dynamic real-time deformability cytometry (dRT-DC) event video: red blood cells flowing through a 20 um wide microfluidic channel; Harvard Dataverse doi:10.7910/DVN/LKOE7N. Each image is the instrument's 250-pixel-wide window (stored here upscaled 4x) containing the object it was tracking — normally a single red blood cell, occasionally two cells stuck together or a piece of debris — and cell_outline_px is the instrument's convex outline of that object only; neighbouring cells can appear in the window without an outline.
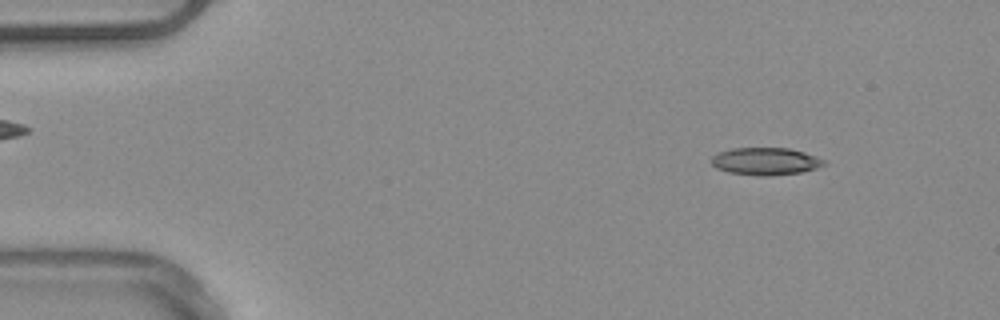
{"species": "common noctule bat (a hibernating species)", "species_latin": "Nyctalus noctula", "temperature_condition": "warm", "stored_images_in_passage": 52, "camera_frame_rate_fps": 3000, "um_per_image_px": 0.085, "animal": {"sex": "male", "body_mass_g": 20.4}, "frame": {"image": 1, "passage_image": 6, "time_ms": 1.667, "image_size_px": [1000, 320], "cell_outline_px": [[828, 164], [816, 168], [800, 172], [772, 176], [756, 176], [728, 172], [716, 168], [708, 160], [712, 156], [720, 152], [732, 148], [788, 148], [804, 152], [828, 160]], "centroid_in_image_um": [65.08, 13.72], "position_along_channel_um": 19.9, "area_um2": 18.26}}
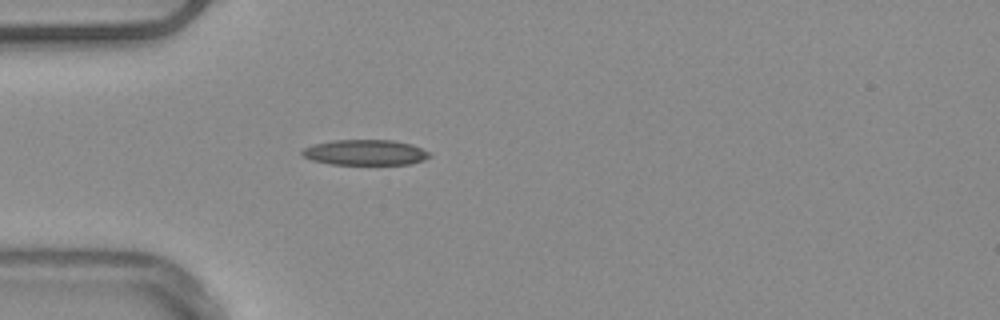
{"frame": {"image": 2, "passage_image": 15, "time_ms": 4.667, "image_size_px": [1000, 320], "cell_outline_px": [[432, 156], [424, 160], [408, 164], [332, 164], [312, 160], [304, 156], [300, 152], [304, 148], [312, 144], [332, 140], [392, 140], [412, 144], [432, 152]], "centroid_in_image_um": [31.08, 12.95], "position_along_channel_um": 53.9, "area_um2": 19.02}, "authors_computed_cell_mechanics": {"area_um2": 18.207, "velocity_mm_per_s": 3.9192, "shape_relaxation_time_tau1_ms": null, "shape_relaxation_time_tau2_ms": 5.1273, "deformation_change_tau1": null, "deformation_change_tau2": 0.1645}}